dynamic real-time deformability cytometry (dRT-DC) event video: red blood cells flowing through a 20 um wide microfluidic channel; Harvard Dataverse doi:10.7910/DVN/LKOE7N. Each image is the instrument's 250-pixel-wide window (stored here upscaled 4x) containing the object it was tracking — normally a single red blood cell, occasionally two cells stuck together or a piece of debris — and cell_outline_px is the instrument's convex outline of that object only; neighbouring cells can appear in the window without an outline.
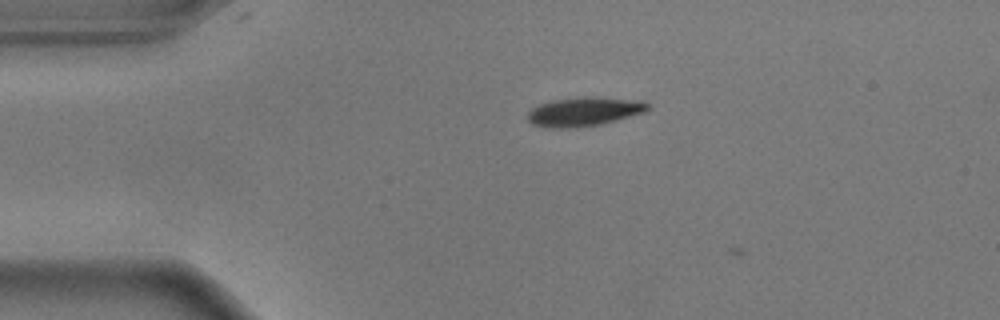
{"species": "common noctule bat (a hibernating species)", "species_latin": "Nyctalus noctula", "temperature_condition": "warm", "stored_images_in_passage": 2, "camera_frame_rate_fps": 3000, "um_per_image_px": 0.085, "animal": {"sex": "male", "body_mass_g": 17.9}, "frame": {"image": 1, "passage_image": 1, "time_ms": 0.0, "image_size_px": [1000, 320], "cell_outline_px": [[648, 108], [644, 112], [600, 124], [568, 128], [548, 128], [532, 124], [528, 120], [528, 112], [532, 108], [540, 104], [552, 100], [584, 96], [592, 96], [640, 100], [648, 104]], "centroid_in_image_um": [49.61, 9.47], "position_along_channel_um": 35.4, "area_um2": 20.17}}